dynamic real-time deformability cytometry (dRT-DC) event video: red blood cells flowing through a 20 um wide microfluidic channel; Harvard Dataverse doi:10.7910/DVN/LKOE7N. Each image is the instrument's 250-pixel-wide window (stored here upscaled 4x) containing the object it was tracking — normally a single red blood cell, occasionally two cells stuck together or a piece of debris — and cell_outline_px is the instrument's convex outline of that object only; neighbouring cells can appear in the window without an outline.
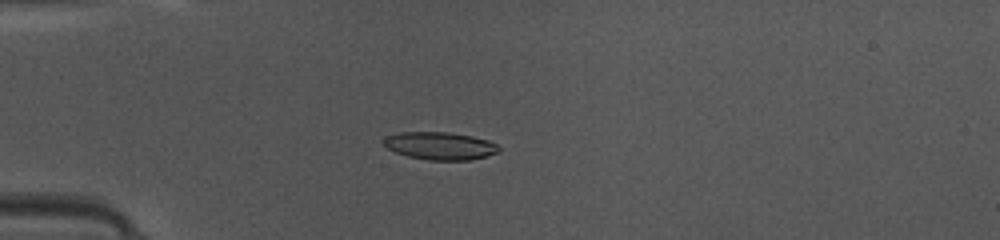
{"species": "common noctule bat (a hibernating species)", "species_latin": "Nyctalus noctula", "temperature_condition": "warm", "stored_images_in_passage": 34, "camera_frame_rate_fps": 3000, "um_per_image_px": 0.085, "animal": {"sex": "female", "body_mass_g": 10.0, "forearm_length_mm": 53.1}, "frame": {"image": 1, "passage_image": 3, "time_ms": 0.667, "image_size_px": [1000, 240], "cell_outline_px": [[500, 152], [468, 160], [428, 160], [408, 156], [396, 152], [388, 148], [380, 140], [384, 136], [400, 132], [448, 132], [472, 136], [488, 140], [496, 144], [500, 148]], "centroid_in_image_um": [37.37, 12.38], "position_along_channel_um": 47.6, "area_um2": 18.61}}
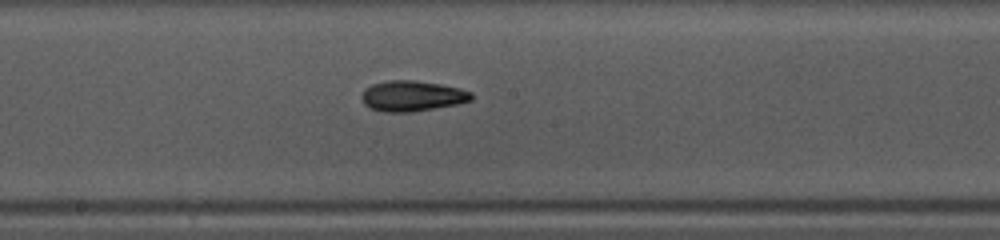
{"frame": {"image": 2, "passage_image": 16, "time_ms": 5.0, "image_size_px": [1000, 240], "cell_outline_px": [[472, 100], [456, 104], [412, 112], [384, 112], [368, 108], [364, 104], [364, 88], [372, 84], [388, 80], [416, 80], [440, 84], [460, 88], [472, 92]], "centroid_in_image_um": [35.04, 8.15], "position_along_channel_um": 213.2, "area_um2": 19.48}}
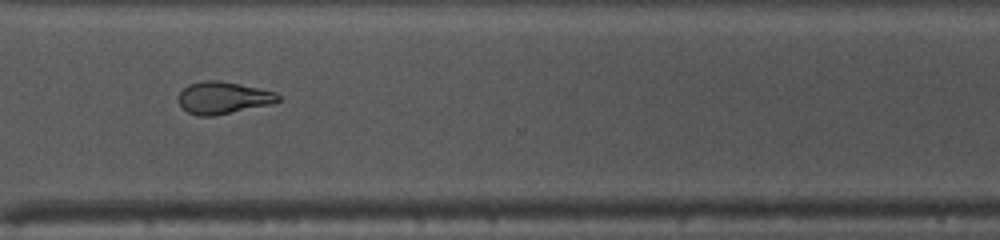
{"frame": {"image": 3, "passage_image": 26, "time_ms": 8.333, "image_size_px": [1000, 240], "cell_outline_px": [[280, 100], [272, 104], [212, 116], [196, 116], [188, 112], [180, 104], [180, 92], [188, 84], [204, 80], [220, 80], [240, 84], [276, 92], [280, 96]], "centroid_in_image_um": [18.98, 8.3], "position_along_channel_um": 351.6, "area_um2": 18.55}, "authors_computed_cell_mechanics": {"area_um2": 18.9584, "velocity_mm_per_s": 4.1658, "shape_relaxation_time_tau1_ms": 5.4564, "shape_relaxation_time_tau2_ms": 3.4486, "deformation_change_tau1": 0.1631, "deformation_change_tau2": 0.1132}}